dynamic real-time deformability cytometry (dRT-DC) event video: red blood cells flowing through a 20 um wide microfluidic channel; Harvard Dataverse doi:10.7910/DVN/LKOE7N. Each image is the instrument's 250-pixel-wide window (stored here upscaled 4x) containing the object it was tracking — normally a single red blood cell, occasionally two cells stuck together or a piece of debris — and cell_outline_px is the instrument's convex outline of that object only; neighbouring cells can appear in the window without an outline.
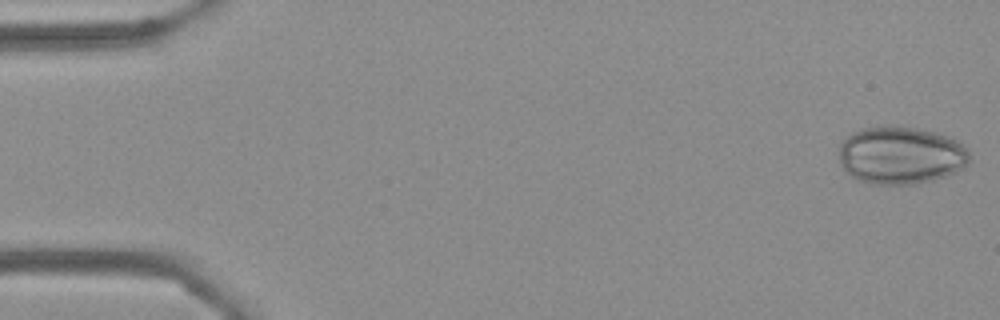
{"species": "Egyptian fruit bat (a non-hibernating species)", "species_latin": "Rousettus aegyptiacus", "temperature_condition": "cold", "stored_images_in_passage": 55, "camera_frame_rate_fps": 3000, "um_per_image_px": 0.085, "frame": {"image": 1, "passage_image": 1, "time_ms": 0.0, "image_size_px": [1000, 320], "cell_outline_px": [[968, 164], [964, 168], [956, 172], [932, 180], [916, 184], [872, 184], [856, 180], [840, 164], [840, 144], [852, 132], [864, 128], [880, 124], [912, 128], [932, 132], [956, 140], [968, 152]], "centroid_in_image_um": [76.53, 13.21], "position_along_channel_um": 8.5, "area_um2": 43.64}}
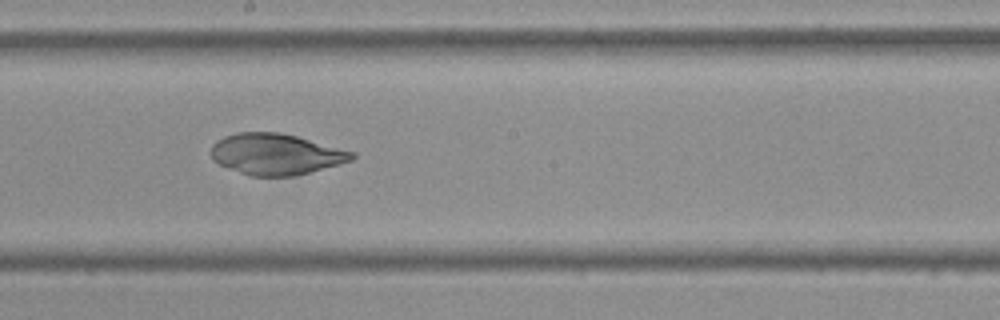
{"frame": {"image": 2, "passage_image": 30, "time_ms": 9.667, "image_size_px": [1000, 320], "cell_outline_px": [[356, 156], [352, 160], [308, 172], [292, 176], [248, 176], [228, 168], [212, 160], [212, 144], [216, 140], [224, 136], [236, 132], [276, 132], [296, 136], [356, 152]], "centroid_in_image_um": [23.42, 13.1], "position_along_channel_um": 224.8, "area_um2": 33.58}}
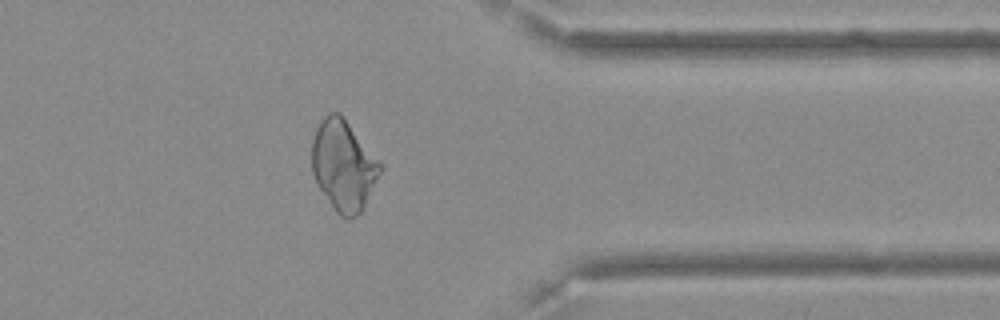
{"frame": {"image": 3, "passage_image": 44, "time_ms": 14.333, "image_size_px": [1000, 320], "cell_outline_px": [[384, 168], [364, 208], [356, 216], [348, 220], [340, 216], [336, 212], [316, 184], [312, 172], [312, 140], [316, 128], [320, 120], [328, 112], [340, 112], [384, 164]], "centroid_in_image_um": [29.22, 14.06], "position_along_channel_um": 382.2, "area_um2": 36.82}}